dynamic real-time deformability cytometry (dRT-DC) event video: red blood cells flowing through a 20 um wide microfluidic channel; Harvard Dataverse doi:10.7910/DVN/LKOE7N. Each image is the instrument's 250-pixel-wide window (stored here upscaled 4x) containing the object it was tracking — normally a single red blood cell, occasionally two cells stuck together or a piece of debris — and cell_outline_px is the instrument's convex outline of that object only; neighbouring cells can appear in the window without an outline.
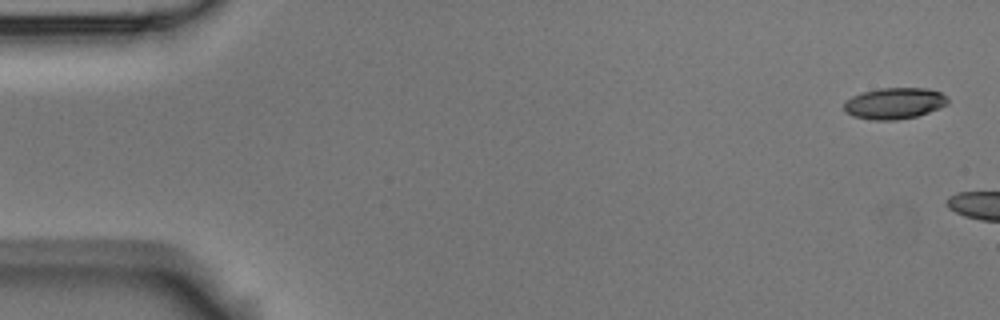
{"species": "Egyptian fruit bat (a non-hibernating species)", "species_latin": "Rousettus aegyptiacus", "temperature_condition": "room temperature", "stored_images_in_passage": 4, "camera_frame_rate_fps": 3000, "um_per_image_px": 0.085, "animal": {"sex": "male"}, "frame": {"image": 1, "passage_image": 1, "time_ms": 0.0, "image_size_px": [1000, 320], "cell_outline_px": [[948, 104], [940, 108], [916, 116], [896, 120], [872, 120], [852, 116], [844, 108], [844, 104], [852, 96], [864, 92], [880, 88], [928, 88], [940, 92], [948, 100]], "centroid_in_image_um": [76.04, 8.78], "position_along_channel_um": 9.0, "area_um2": 18.73}}